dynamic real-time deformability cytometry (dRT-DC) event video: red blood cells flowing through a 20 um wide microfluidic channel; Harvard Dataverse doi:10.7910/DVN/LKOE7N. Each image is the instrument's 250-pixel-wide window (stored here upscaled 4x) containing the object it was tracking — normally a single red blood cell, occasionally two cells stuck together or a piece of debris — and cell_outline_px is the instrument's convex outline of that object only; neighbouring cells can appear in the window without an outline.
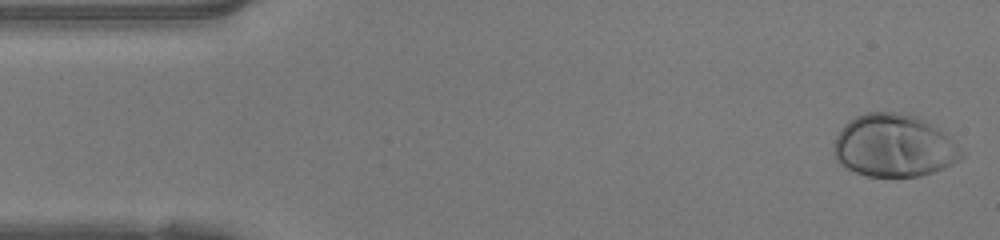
{"species": "human", "species_latin": "Homo sapiens", "temperature_condition": "warm", "stored_images_in_passage": 47, "camera_frame_rate_fps": 3000, "um_per_image_px": 0.085, "donor": {"sex": "female"}, "frame": {"image": 1, "passage_image": 1, "time_ms": 0.0, "image_size_px": [1000, 240], "cell_outline_px": [[964, 156], [952, 164], [944, 168], [920, 176], [868, 176], [856, 172], [840, 164], [836, 160], [832, 152], [832, 144], [840, 128], [844, 124], [856, 116], [864, 112], [900, 112], [916, 116], [924, 120], [948, 136], [964, 152]], "centroid_in_image_um": [75.94, 12.38], "position_along_channel_um": 9.1, "area_um2": 46.64}}
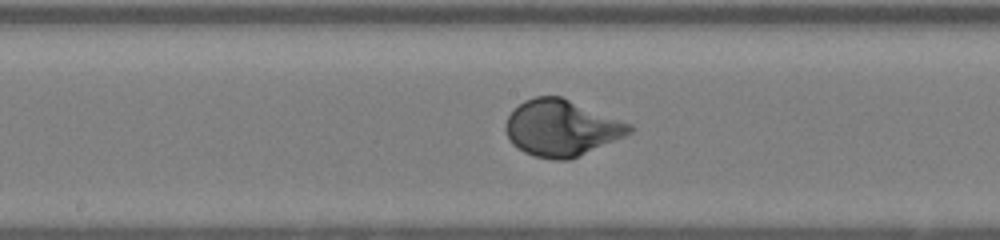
{"frame": {"image": 2, "passage_image": 23, "time_ms": 7.333, "image_size_px": [1000, 240], "cell_outline_px": [[636, 128], [632, 132], [624, 136], [568, 160], [552, 160], [536, 156], [524, 152], [512, 144], [504, 128], [504, 124], [508, 116], [524, 100], [536, 96], [560, 96], [632, 124]], "centroid_in_image_um": [47.71, 10.88], "position_along_channel_um": 200.5, "area_um2": 40.23}}
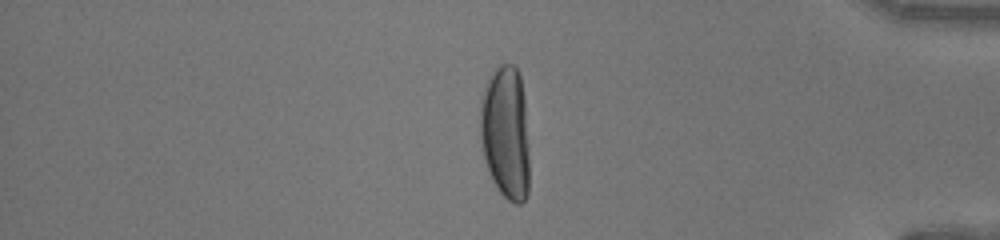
{"frame": {"image": 3, "passage_image": 39, "time_ms": 12.667, "image_size_px": [1000, 240], "cell_outline_px": [[528, 192], [524, 200], [520, 204], [516, 204], [508, 200], [500, 192], [492, 180], [488, 172], [484, 160], [480, 140], [480, 100], [484, 88], [492, 72], [500, 64], [512, 64], [516, 68], [520, 76], [524, 100], [528, 148]], "centroid_in_image_um": [42.95, 11.29], "position_along_channel_um": 392.3, "area_um2": 38.44}, "authors_computed_cell_mechanics": {"area_um2": 40.5178, "velocity_mm_per_s": 4.1937, "shape_relaxation_time_tau1_ms": 2.6247, "shape_relaxation_time_tau2_ms": null, "deformation_change_tau1": 0.2014, "deformation_change_tau2": null}}